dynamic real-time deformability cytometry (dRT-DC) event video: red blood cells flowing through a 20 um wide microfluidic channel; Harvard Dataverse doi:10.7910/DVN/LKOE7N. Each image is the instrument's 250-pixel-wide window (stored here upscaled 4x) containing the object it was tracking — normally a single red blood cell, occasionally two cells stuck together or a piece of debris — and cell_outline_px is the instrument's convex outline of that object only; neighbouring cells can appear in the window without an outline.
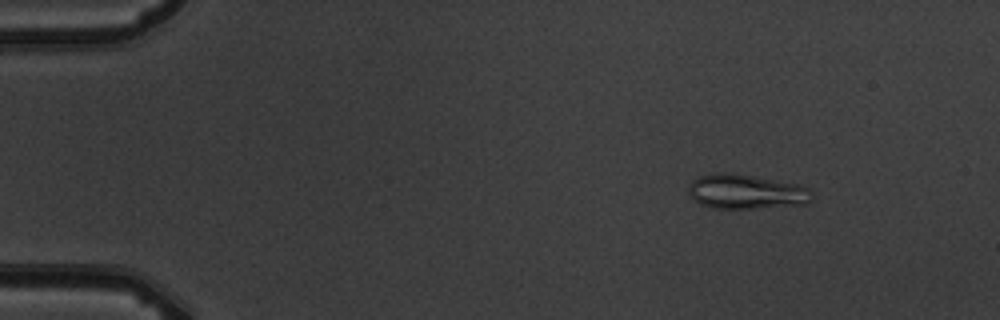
{"species": "common noctule bat (a hibernating species)", "species_latin": "Nyctalus noctula", "temperature_condition": "warm", "stored_images_in_passage": 9, "camera_frame_rate_fps": 3000, "um_per_image_px": 0.085, "animal": {"sex": "male", "body_mass_g": 19.5, "forearm_length_mm": 54.6}, "frame": {"image": 1, "passage_image": 2, "time_ms": 1.333, "image_size_px": [1000, 320], "cell_outline_px": [[812, 200], [808, 204], [752, 208], [708, 208], [692, 200], [688, 192], [688, 184], [692, 180], [700, 176], [716, 172], [736, 172], [796, 184], [808, 188], [812, 192]], "centroid_in_image_um": [63.37, 16.28], "position_along_channel_um": 21.6, "area_um2": 25.26}}
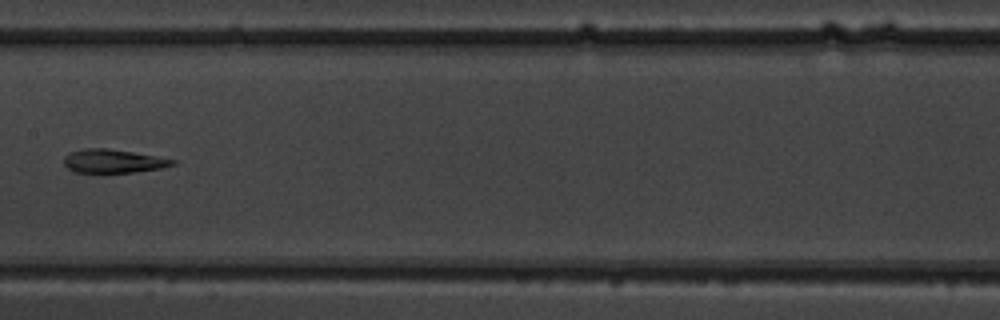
{"frame": {"image": 2, "passage_image": 8, "time_ms": 8.333, "image_size_px": [1000, 320], "cell_outline_px": [[176, 164], [160, 168], [132, 172], [72, 172], [64, 164], [64, 156], [72, 152], [84, 148], [108, 148], [132, 152], [176, 160]], "centroid_in_image_um": [9.59, 13.69], "position_along_channel_um": 197.8, "area_um2": 14.68}}
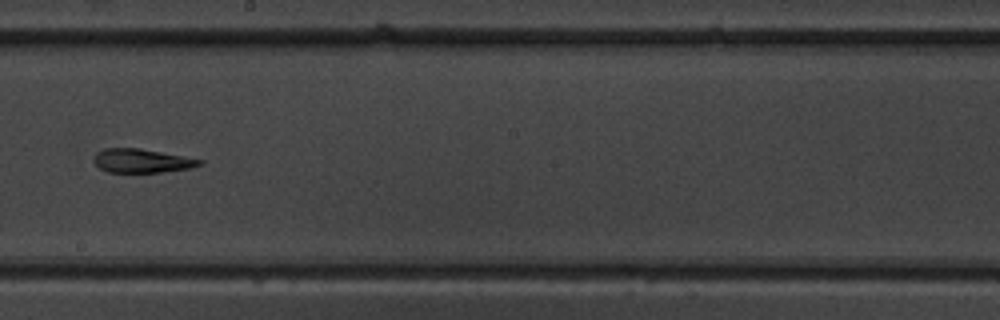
{"frame": {"image": 3, "passage_image": 9, "time_ms": 9.333, "image_size_px": [1000, 320], "cell_outline_px": [[204, 164], [192, 168], [160, 172], [108, 172], [100, 168], [92, 160], [92, 156], [96, 152], [104, 148], [140, 148], [204, 160]], "centroid_in_image_um": [12.04, 13.66], "position_along_channel_um": 236.2, "area_um2": 14.8}}